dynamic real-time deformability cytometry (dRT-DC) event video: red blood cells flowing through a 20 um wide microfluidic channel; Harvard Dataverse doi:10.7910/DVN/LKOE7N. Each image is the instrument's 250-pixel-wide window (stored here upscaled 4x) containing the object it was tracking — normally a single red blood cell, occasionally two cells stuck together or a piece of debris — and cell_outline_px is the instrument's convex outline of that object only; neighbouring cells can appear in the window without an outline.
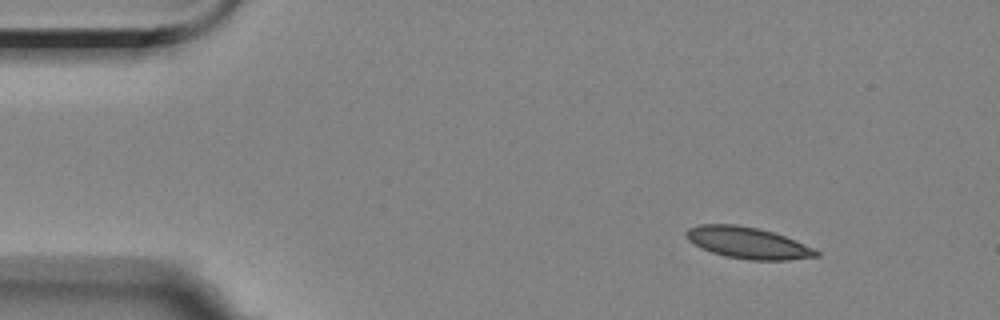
{"species": "Egyptian fruit bat (a non-hibernating species)", "species_latin": "Rousettus aegyptiacus", "temperature_condition": "room temperature", "stored_images_in_passage": 3, "camera_frame_rate_fps": 3000, "um_per_image_px": 0.085, "animal": {"sex": "female"}, "frame": {"image": 1, "passage_image": 1, "time_ms": 0.0, "image_size_px": [1000, 320], "cell_outline_px": [[820, 256], [788, 260], [748, 260], [724, 256], [700, 248], [688, 240], [684, 236], [684, 232], [688, 228], [700, 224], [736, 224], [760, 228], [784, 236], [812, 248], [820, 252]], "centroid_in_image_um": [63.51, 20.64], "position_along_channel_um": 21.5, "area_um2": 23.93}}